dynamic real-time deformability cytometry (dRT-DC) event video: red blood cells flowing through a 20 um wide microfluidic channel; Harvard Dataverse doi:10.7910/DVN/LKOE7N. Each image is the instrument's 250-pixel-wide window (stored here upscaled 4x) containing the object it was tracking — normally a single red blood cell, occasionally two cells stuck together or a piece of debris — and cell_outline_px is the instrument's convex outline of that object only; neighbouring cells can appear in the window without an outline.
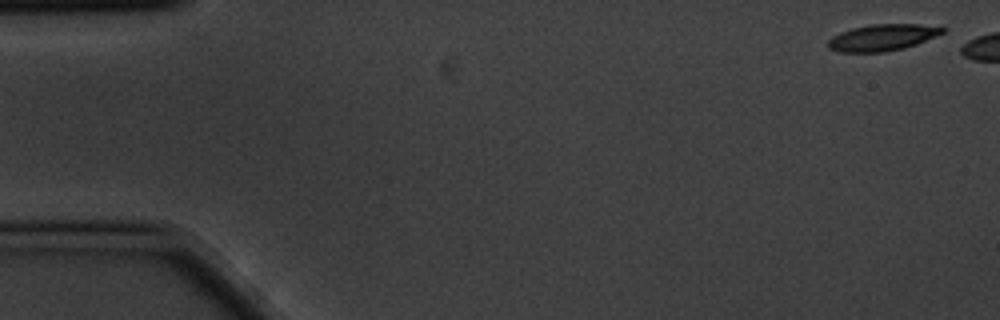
{"species": "common noctule bat (a hibernating species)", "species_latin": "Nyctalus noctula", "temperature_condition": "cold", "stored_images_in_passage": 5, "camera_frame_rate_fps": 3000, "um_per_image_px": 0.085, "animal": {"sex": "male", "body_mass_g": 20.1, "forearm_length_mm": 53.5}, "frame": {"image": 1, "passage_image": 1, "time_ms": 0.0, "image_size_px": [1000, 320], "cell_outline_px": [[948, 28], [944, 32], [916, 44], [904, 48], [884, 52], [840, 52], [828, 48], [828, 40], [832, 36], [840, 32], [852, 28], [872, 24], [920, 24]], "centroid_in_image_um": [74.99, 3.18], "position_along_channel_um": 10.0, "area_um2": 17.63}}